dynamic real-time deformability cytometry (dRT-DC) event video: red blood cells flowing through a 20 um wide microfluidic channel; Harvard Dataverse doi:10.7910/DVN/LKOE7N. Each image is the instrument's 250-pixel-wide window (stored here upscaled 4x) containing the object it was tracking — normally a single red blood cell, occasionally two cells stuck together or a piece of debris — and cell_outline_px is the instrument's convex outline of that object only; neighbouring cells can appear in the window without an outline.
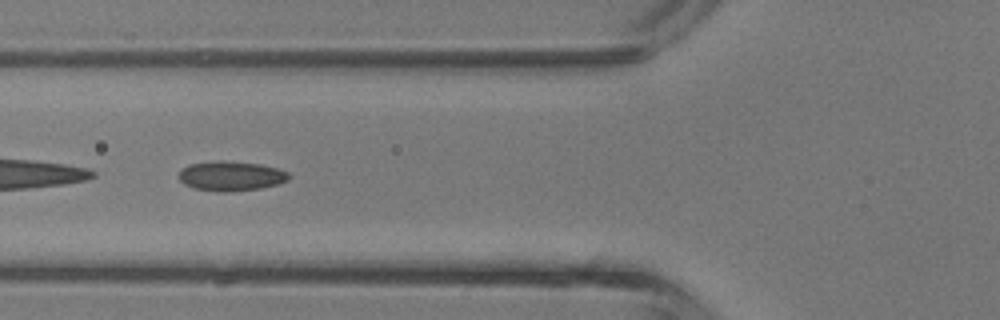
{"species": "common noctule bat (a hibernating species)", "species_latin": "Nyctalus noctula", "temperature_condition": "room temperature", "stored_images_in_passage": 43, "camera_frame_rate_fps": 3000, "um_per_image_px": 0.085, "animal": {"sex": "male", "body_mass_g": 13.3}, "frame": {"image": 1, "passage_image": 16, "time_ms": 5.0, "image_size_px": [1000, 320], "cell_outline_px": [[288, 180], [276, 184], [260, 188], [224, 192], [216, 192], [192, 188], [184, 184], [180, 180], [180, 172], [188, 164], [260, 164], [276, 168], [288, 172]], "centroid_in_image_um": [19.64, 15.03], "position_along_channel_um": 106.2, "area_um2": 17.8}}
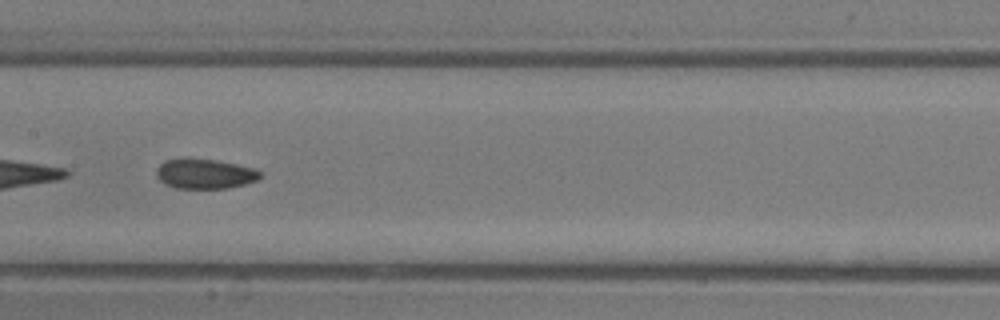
{"frame": {"image": 2, "passage_image": 21, "time_ms": 6.667, "image_size_px": [1000, 320], "cell_outline_px": [[260, 176], [256, 180], [244, 184], [228, 188], [176, 188], [164, 184], [156, 176], [156, 168], [164, 160], [212, 160], [236, 164], [252, 168], [260, 172]], "centroid_in_image_um": [17.37, 14.8], "position_along_channel_um": 190.0, "area_um2": 17.51}}
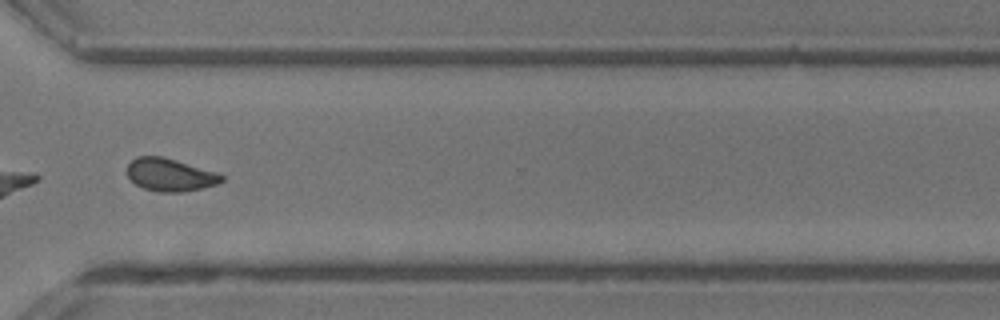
{"frame": {"image": 3, "passage_image": 31, "time_ms": 10.0, "image_size_px": [1000, 320], "cell_outline_px": [[224, 180], [216, 184], [200, 188], [180, 192], [160, 192], [144, 188], [136, 184], [128, 176], [128, 164], [136, 156], [160, 156], [176, 160], [216, 172], [224, 176]], "centroid_in_image_um": [14.45, 14.85], "position_along_channel_um": 356.2, "area_um2": 17.74}}